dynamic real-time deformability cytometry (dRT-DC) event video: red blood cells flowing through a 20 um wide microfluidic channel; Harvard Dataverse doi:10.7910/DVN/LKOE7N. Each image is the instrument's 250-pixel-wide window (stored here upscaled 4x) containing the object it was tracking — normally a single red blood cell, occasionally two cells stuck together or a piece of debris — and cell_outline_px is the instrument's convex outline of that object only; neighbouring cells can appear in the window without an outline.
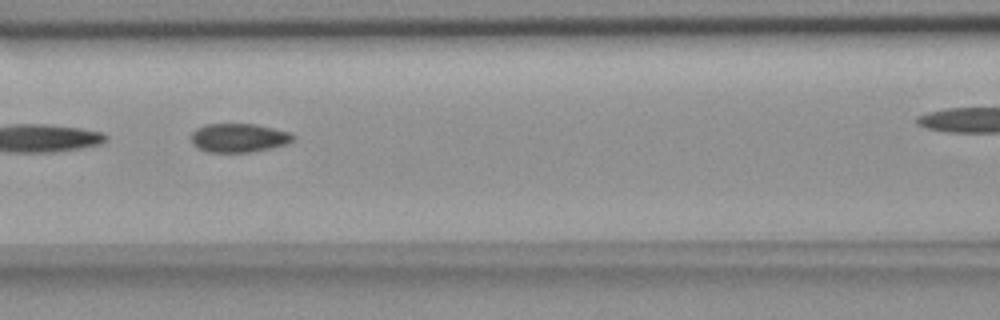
{"species": "common noctule bat (a hibernating species)", "species_latin": "Nyctalus noctula", "temperature_condition": "room temperature", "stored_images_in_passage": 9, "camera_frame_rate_fps": 3000, "um_per_image_px": 0.085, "animal": {"sex": "female", "body_mass_g": 18.4}, "frame": {"image": 1, "passage_image": 3, "time_ms": 2.333, "image_size_px": [1000, 320], "cell_outline_px": [[296, 140], [284, 144], [268, 148], [248, 152], [208, 152], [192, 144], [192, 132], [196, 128], [204, 124], [256, 124], [288, 132], [296, 136]], "centroid_in_image_um": [20.28, 11.7], "position_along_channel_um": 146.3, "area_um2": 16.94}}
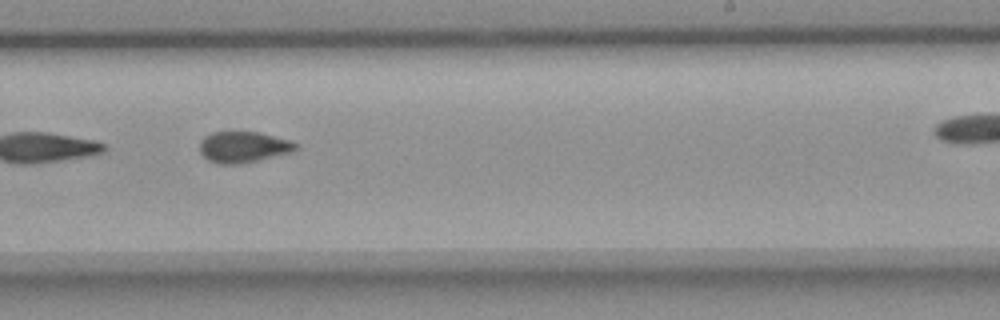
{"frame": {"image": 2, "passage_image": 6, "time_ms": 5.667, "image_size_px": [1000, 320], "cell_outline_px": [[300, 148], [292, 152], [256, 160], [236, 164], [220, 164], [208, 160], [200, 152], [200, 140], [204, 136], [212, 132], [236, 128], [260, 132], [288, 140], [296, 144]], "centroid_in_image_um": [20.64, 12.43], "position_along_channel_um": 268.4, "area_um2": 17.92}}
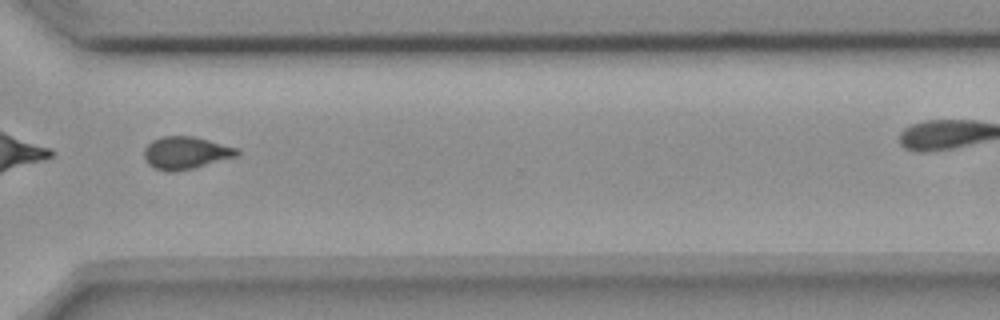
{"frame": {"image": 3, "passage_image": 8, "time_ms": 8.0, "image_size_px": [1000, 320], "cell_outline_px": [[240, 152], [236, 156], [192, 168], [176, 172], [164, 172], [148, 164], [144, 156], [144, 148], [152, 140], [160, 136], [192, 136], [240, 148]], "centroid_in_image_um": [15.77, 12.98], "position_along_channel_um": 354.8, "area_um2": 17.57}}